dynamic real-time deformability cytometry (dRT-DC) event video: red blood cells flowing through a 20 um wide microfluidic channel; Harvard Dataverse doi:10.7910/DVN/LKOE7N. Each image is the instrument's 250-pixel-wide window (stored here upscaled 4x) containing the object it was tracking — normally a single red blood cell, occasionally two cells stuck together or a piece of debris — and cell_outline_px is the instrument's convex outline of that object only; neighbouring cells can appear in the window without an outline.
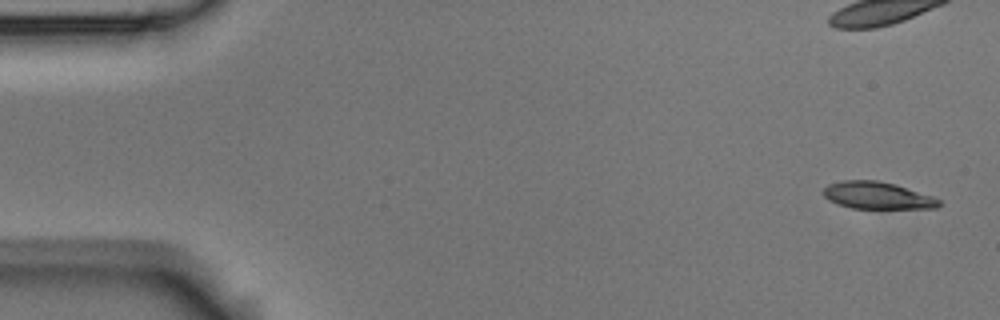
{"species": "Egyptian fruit bat (a non-hibernating species)", "species_latin": "Rousettus aegyptiacus", "temperature_condition": "room temperature", "stored_images_in_passage": 5, "camera_frame_rate_fps": 3000, "um_per_image_px": 0.085, "animal": {"sex": "male"}, "frame": {"image": 1, "passage_image": 1, "time_ms": 0.0, "image_size_px": [1000, 320], "cell_outline_px": [[940, 204], [936, 208], [852, 208], [836, 204], [828, 200], [824, 196], [824, 188], [828, 184], [844, 180], [876, 180], [896, 184], [932, 196], [940, 200]], "centroid_in_image_um": [74.55, 16.61], "position_along_channel_um": 10.5, "area_um2": 18.21}}